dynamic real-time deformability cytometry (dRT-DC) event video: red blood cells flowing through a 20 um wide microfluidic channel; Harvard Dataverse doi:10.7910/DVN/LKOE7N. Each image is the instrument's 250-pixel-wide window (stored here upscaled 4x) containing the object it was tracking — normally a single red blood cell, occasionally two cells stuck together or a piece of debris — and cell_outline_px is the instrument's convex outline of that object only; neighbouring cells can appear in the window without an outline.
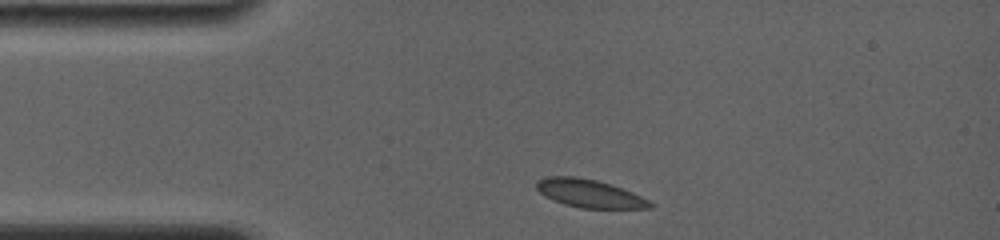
{"species": "common noctule bat (a hibernating species)", "species_latin": "Nyctalus noctula", "temperature_condition": "room temperature", "stored_images_in_passage": 44, "camera_frame_rate_fps": 4000, "um_per_image_px": 0.085, "animal": {"sex": "female", "body_mass_g": 19.0, "forearm_length_mm": 56.7}, "frame": {"image": 1, "passage_image": 1, "time_ms": 0.0, "image_size_px": [1000, 240], "cell_outline_px": [[656, 204], [652, 208], [580, 208], [564, 204], [552, 200], [544, 196], [536, 188], [536, 180], [544, 176], [576, 176], [596, 180], [632, 192]], "centroid_in_image_um": [50.06, 16.44], "position_along_channel_um": 34.9, "area_um2": 18.61}}
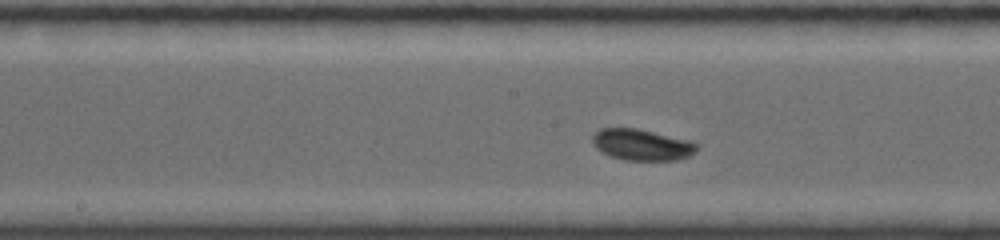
{"frame": {"image": 2, "passage_image": 18, "time_ms": 5.0, "image_size_px": [1000, 240], "cell_outline_px": [[696, 152], [688, 156], [676, 160], [624, 160], [600, 152], [592, 144], [592, 136], [600, 128], [636, 128], [692, 140], [696, 144]], "centroid_in_image_um": [54.54, 12.3], "position_along_channel_um": 193.7, "area_um2": 19.07}}
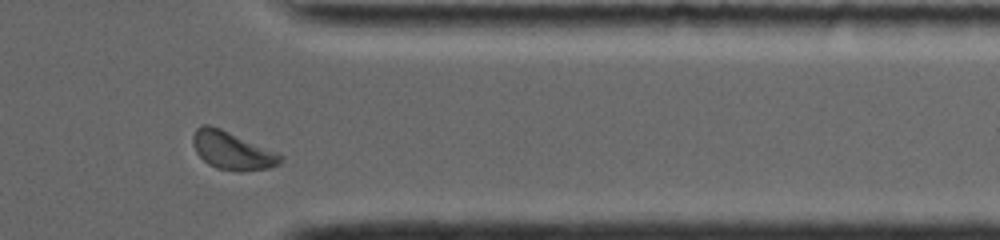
{"frame": {"image": 3, "passage_image": 36, "time_ms": 10.25, "image_size_px": [1000, 240], "cell_outline_px": [[284, 160], [280, 164], [268, 168], [240, 172], [216, 168], [208, 164], [196, 152], [192, 144], [192, 136], [196, 128], [204, 124], [208, 124], [220, 128], [276, 152], [284, 156]], "centroid_in_image_um": [19.72, 12.81], "position_along_channel_um": 391.7, "area_um2": 19.36}, "authors_computed_cell_mechanics": {"area_um2": 18.6116, "velocity_mm_per_s": 3.7757, "shape_relaxation_time_tau1_ms": 2.18, "shape_relaxation_time_tau2_ms": 7.72, "deformation_change_tau1": 0.0692, "deformation_change_tau2": 0.1014}}